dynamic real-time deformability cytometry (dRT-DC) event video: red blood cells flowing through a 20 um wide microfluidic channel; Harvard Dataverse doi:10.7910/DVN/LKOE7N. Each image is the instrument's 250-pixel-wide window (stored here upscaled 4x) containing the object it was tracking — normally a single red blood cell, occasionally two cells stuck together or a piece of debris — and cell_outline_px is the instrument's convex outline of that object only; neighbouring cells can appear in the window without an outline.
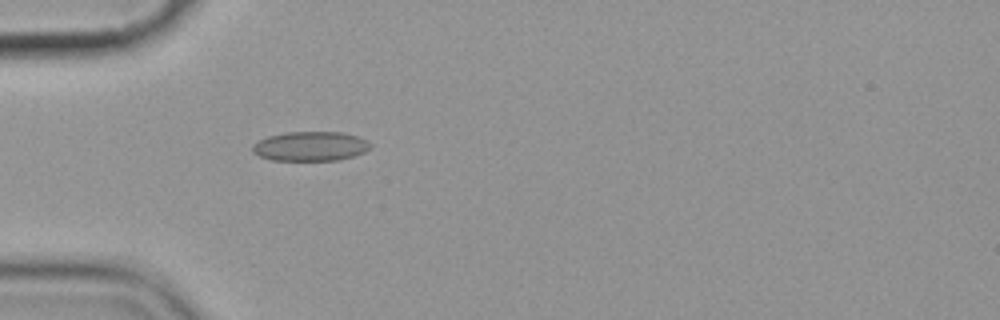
{"species": "common noctule bat (a hibernating species)", "species_latin": "Nyctalus noctula", "temperature_condition": "cold", "stored_images_in_passage": 2, "camera_frame_rate_fps": 3000, "um_per_image_px": 0.085, "animal": {"sex": "female", "body_mass_g": 19.9}, "frame": {"image": 1, "passage_image": 2, "time_ms": 1.0, "image_size_px": [1000, 320], "cell_outline_px": [[372, 144], [364, 152], [352, 156], [336, 160], [272, 160], [260, 156], [252, 152], [252, 144], [268, 136], [284, 132], [344, 132], [368, 140]], "centroid_in_image_um": [26.37, 12.42], "position_along_channel_um": 58.6, "area_um2": 20.17}}